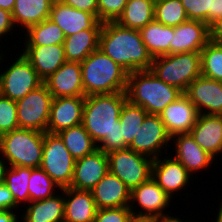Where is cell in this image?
<instances>
[{"label": "cell", "mask_w": 222, "mask_h": 222, "mask_svg": "<svg viewBox=\"0 0 222 222\" xmlns=\"http://www.w3.org/2000/svg\"><path fill=\"white\" fill-rule=\"evenodd\" d=\"M126 101V92L85 96L82 125L106 155L128 148L119 122Z\"/></svg>", "instance_id": "obj_1"}, {"label": "cell", "mask_w": 222, "mask_h": 222, "mask_svg": "<svg viewBox=\"0 0 222 222\" xmlns=\"http://www.w3.org/2000/svg\"><path fill=\"white\" fill-rule=\"evenodd\" d=\"M98 49L128 73L149 70L153 62L140 31L123 27L115 21L103 22Z\"/></svg>", "instance_id": "obj_2"}, {"label": "cell", "mask_w": 222, "mask_h": 222, "mask_svg": "<svg viewBox=\"0 0 222 222\" xmlns=\"http://www.w3.org/2000/svg\"><path fill=\"white\" fill-rule=\"evenodd\" d=\"M80 64L85 96L126 92L128 72L101 50Z\"/></svg>", "instance_id": "obj_3"}, {"label": "cell", "mask_w": 222, "mask_h": 222, "mask_svg": "<svg viewBox=\"0 0 222 222\" xmlns=\"http://www.w3.org/2000/svg\"><path fill=\"white\" fill-rule=\"evenodd\" d=\"M182 94L181 90L158 79L150 70L128 73L127 100L143 107L148 114L159 115Z\"/></svg>", "instance_id": "obj_4"}, {"label": "cell", "mask_w": 222, "mask_h": 222, "mask_svg": "<svg viewBox=\"0 0 222 222\" xmlns=\"http://www.w3.org/2000/svg\"><path fill=\"white\" fill-rule=\"evenodd\" d=\"M44 133L17 128L0 136V156L6 166L38 168L42 163Z\"/></svg>", "instance_id": "obj_5"}, {"label": "cell", "mask_w": 222, "mask_h": 222, "mask_svg": "<svg viewBox=\"0 0 222 222\" xmlns=\"http://www.w3.org/2000/svg\"><path fill=\"white\" fill-rule=\"evenodd\" d=\"M13 52H3L0 57V95L18 101L44 84V81L20 51Z\"/></svg>", "instance_id": "obj_6"}, {"label": "cell", "mask_w": 222, "mask_h": 222, "mask_svg": "<svg viewBox=\"0 0 222 222\" xmlns=\"http://www.w3.org/2000/svg\"><path fill=\"white\" fill-rule=\"evenodd\" d=\"M149 70L158 79L184 93L188 85L201 75L200 52L155 57Z\"/></svg>", "instance_id": "obj_7"}, {"label": "cell", "mask_w": 222, "mask_h": 222, "mask_svg": "<svg viewBox=\"0 0 222 222\" xmlns=\"http://www.w3.org/2000/svg\"><path fill=\"white\" fill-rule=\"evenodd\" d=\"M173 201L174 200L151 177L148 181L141 183L131 191L129 208L132 215L135 216L165 219L175 216L176 213L179 212L172 206H176V203L177 206H179L178 204L182 202H179L178 199L177 202ZM171 210H174V212H171Z\"/></svg>", "instance_id": "obj_8"}, {"label": "cell", "mask_w": 222, "mask_h": 222, "mask_svg": "<svg viewBox=\"0 0 222 222\" xmlns=\"http://www.w3.org/2000/svg\"><path fill=\"white\" fill-rule=\"evenodd\" d=\"M152 178L174 200V202L175 199L179 197V200H182V202H186L185 204H187V202L190 201L187 200L188 198H192V200L193 196L195 198V195L189 193V190H187L190 188L191 191V185L195 187L193 185V182L196 181L194 180L195 177H193L187 169L170 154L159 156L153 160ZM183 191L186 193H183ZM183 196H185V199ZM181 197L182 199H180Z\"/></svg>", "instance_id": "obj_9"}, {"label": "cell", "mask_w": 222, "mask_h": 222, "mask_svg": "<svg viewBox=\"0 0 222 222\" xmlns=\"http://www.w3.org/2000/svg\"><path fill=\"white\" fill-rule=\"evenodd\" d=\"M76 159L57 134L44 133L41 168L61 188L70 187Z\"/></svg>", "instance_id": "obj_10"}, {"label": "cell", "mask_w": 222, "mask_h": 222, "mask_svg": "<svg viewBox=\"0 0 222 222\" xmlns=\"http://www.w3.org/2000/svg\"><path fill=\"white\" fill-rule=\"evenodd\" d=\"M109 172L116 175L132 191L152 177L153 159L125 148L107 154Z\"/></svg>", "instance_id": "obj_11"}, {"label": "cell", "mask_w": 222, "mask_h": 222, "mask_svg": "<svg viewBox=\"0 0 222 222\" xmlns=\"http://www.w3.org/2000/svg\"><path fill=\"white\" fill-rule=\"evenodd\" d=\"M53 96L45 84L16 101L19 128L47 132Z\"/></svg>", "instance_id": "obj_12"}, {"label": "cell", "mask_w": 222, "mask_h": 222, "mask_svg": "<svg viewBox=\"0 0 222 222\" xmlns=\"http://www.w3.org/2000/svg\"><path fill=\"white\" fill-rule=\"evenodd\" d=\"M170 151L168 154L178 160L193 177L195 176V180L202 174L199 182L202 181L201 179H204L205 175H209L207 170L212 171L210 169L212 168L214 170L213 167L217 166L216 159L204 151L200 145L195 142L190 133L173 135L170 142ZM199 172H201V174Z\"/></svg>", "instance_id": "obj_13"}, {"label": "cell", "mask_w": 222, "mask_h": 222, "mask_svg": "<svg viewBox=\"0 0 222 222\" xmlns=\"http://www.w3.org/2000/svg\"><path fill=\"white\" fill-rule=\"evenodd\" d=\"M170 142L171 136L160 116L148 114L128 148L154 160L170 152Z\"/></svg>", "instance_id": "obj_14"}, {"label": "cell", "mask_w": 222, "mask_h": 222, "mask_svg": "<svg viewBox=\"0 0 222 222\" xmlns=\"http://www.w3.org/2000/svg\"><path fill=\"white\" fill-rule=\"evenodd\" d=\"M184 94L199 114L222 115V82L200 75L188 85Z\"/></svg>", "instance_id": "obj_15"}, {"label": "cell", "mask_w": 222, "mask_h": 222, "mask_svg": "<svg viewBox=\"0 0 222 222\" xmlns=\"http://www.w3.org/2000/svg\"><path fill=\"white\" fill-rule=\"evenodd\" d=\"M49 19L62 29L65 36L82 30H101L103 25L93 14L75 9L59 0L53 1Z\"/></svg>", "instance_id": "obj_16"}, {"label": "cell", "mask_w": 222, "mask_h": 222, "mask_svg": "<svg viewBox=\"0 0 222 222\" xmlns=\"http://www.w3.org/2000/svg\"><path fill=\"white\" fill-rule=\"evenodd\" d=\"M109 171L108 157L100 149L76 159L70 188L91 191Z\"/></svg>", "instance_id": "obj_17"}, {"label": "cell", "mask_w": 222, "mask_h": 222, "mask_svg": "<svg viewBox=\"0 0 222 222\" xmlns=\"http://www.w3.org/2000/svg\"><path fill=\"white\" fill-rule=\"evenodd\" d=\"M85 96L53 98L47 132L60 131L82 124Z\"/></svg>", "instance_id": "obj_18"}, {"label": "cell", "mask_w": 222, "mask_h": 222, "mask_svg": "<svg viewBox=\"0 0 222 222\" xmlns=\"http://www.w3.org/2000/svg\"><path fill=\"white\" fill-rule=\"evenodd\" d=\"M198 115L197 108L184 93L159 113L171 137L176 134L190 133Z\"/></svg>", "instance_id": "obj_19"}, {"label": "cell", "mask_w": 222, "mask_h": 222, "mask_svg": "<svg viewBox=\"0 0 222 222\" xmlns=\"http://www.w3.org/2000/svg\"><path fill=\"white\" fill-rule=\"evenodd\" d=\"M209 41V26L205 22L187 20L174 27L170 54L201 52Z\"/></svg>", "instance_id": "obj_20"}, {"label": "cell", "mask_w": 222, "mask_h": 222, "mask_svg": "<svg viewBox=\"0 0 222 222\" xmlns=\"http://www.w3.org/2000/svg\"><path fill=\"white\" fill-rule=\"evenodd\" d=\"M44 84L53 98L85 96L79 62L66 61L44 81Z\"/></svg>", "instance_id": "obj_21"}, {"label": "cell", "mask_w": 222, "mask_h": 222, "mask_svg": "<svg viewBox=\"0 0 222 222\" xmlns=\"http://www.w3.org/2000/svg\"><path fill=\"white\" fill-rule=\"evenodd\" d=\"M97 209L129 207L131 190L109 171L91 190Z\"/></svg>", "instance_id": "obj_22"}, {"label": "cell", "mask_w": 222, "mask_h": 222, "mask_svg": "<svg viewBox=\"0 0 222 222\" xmlns=\"http://www.w3.org/2000/svg\"><path fill=\"white\" fill-rule=\"evenodd\" d=\"M20 47L18 51L30 62L43 81L66 62L63 45Z\"/></svg>", "instance_id": "obj_23"}, {"label": "cell", "mask_w": 222, "mask_h": 222, "mask_svg": "<svg viewBox=\"0 0 222 222\" xmlns=\"http://www.w3.org/2000/svg\"><path fill=\"white\" fill-rule=\"evenodd\" d=\"M190 134L204 151L218 159L222 151V115L199 114Z\"/></svg>", "instance_id": "obj_24"}, {"label": "cell", "mask_w": 222, "mask_h": 222, "mask_svg": "<svg viewBox=\"0 0 222 222\" xmlns=\"http://www.w3.org/2000/svg\"><path fill=\"white\" fill-rule=\"evenodd\" d=\"M20 211V222H64V188L52 197L29 202Z\"/></svg>", "instance_id": "obj_25"}, {"label": "cell", "mask_w": 222, "mask_h": 222, "mask_svg": "<svg viewBox=\"0 0 222 222\" xmlns=\"http://www.w3.org/2000/svg\"><path fill=\"white\" fill-rule=\"evenodd\" d=\"M96 211L91 191L64 188V222H94Z\"/></svg>", "instance_id": "obj_26"}, {"label": "cell", "mask_w": 222, "mask_h": 222, "mask_svg": "<svg viewBox=\"0 0 222 222\" xmlns=\"http://www.w3.org/2000/svg\"><path fill=\"white\" fill-rule=\"evenodd\" d=\"M53 1L54 0H15L12 19L21 36L29 27L50 17Z\"/></svg>", "instance_id": "obj_27"}, {"label": "cell", "mask_w": 222, "mask_h": 222, "mask_svg": "<svg viewBox=\"0 0 222 222\" xmlns=\"http://www.w3.org/2000/svg\"><path fill=\"white\" fill-rule=\"evenodd\" d=\"M101 30H82L77 34L66 36L63 47L67 62L84 61L98 49Z\"/></svg>", "instance_id": "obj_28"}, {"label": "cell", "mask_w": 222, "mask_h": 222, "mask_svg": "<svg viewBox=\"0 0 222 222\" xmlns=\"http://www.w3.org/2000/svg\"><path fill=\"white\" fill-rule=\"evenodd\" d=\"M139 31L152 58L170 54V43L174 36L173 26H166L153 20Z\"/></svg>", "instance_id": "obj_29"}, {"label": "cell", "mask_w": 222, "mask_h": 222, "mask_svg": "<svg viewBox=\"0 0 222 222\" xmlns=\"http://www.w3.org/2000/svg\"><path fill=\"white\" fill-rule=\"evenodd\" d=\"M23 34L18 46L63 45L66 38L62 29L49 18L29 27Z\"/></svg>", "instance_id": "obj_30"}, {"label": "cell", "mask_w": 222, "mask_h": 222, "mask_svg": "<svg viewBox=\"0 0 222 222\" xmlns=\"http://www.w3.org/2000/svg\"><path fill=\"white\" fill-rule=\"evenodd\" d=\"M154 3L155 0H127L115 22L126 28L140 30L154 20Z\"/></svg>", "instance_id": "obj_31"}, {"label": "cell", "mask_w": 222, "mask_h": 222, "mask_svg": "<svg viewBox=\"0 0 222 222\" xmlns=\"http://www.w3.org/2000/svg\"><path fill=\"white\" fill-rule=\"evenodd\" d=\"M57 135L75 159L89 155L98 149L97 144L82 124L64 129Z\"/></svg>", "instance_id": "obj_32"}, {"label": "cell", "mask_w": 222, "mask_h": 222, "mask_svg": "<svg viewBox=\"0 0 222 222\" xmlns=\"http://www.w3.org/2000/svg\"><path fill=\"white\" fill-rule=\"evenodd\" d=\"M31 176L30 167H11L6 166L4 169L3 181L11 191L15 203L23 209L29 202L28 182Z\"/></svg>", "instance_id": "obj_33"}, {"label": "cell", "mask_w": 222, "mask_h": 222, "mask_svg": "<svg viewBox=\"0 0 222 222\" xmlns=\"http://www.w3.org/2000/svg\"><path fill=\"white\" fill-rule=\"evenodd\" d=\"M148 112L141 106L131 104L128 100L124 103L119 117L124 142L129 146L137 136L139 128Z\"/></svg>", "instance_id": "obj_34"}, {"label": "cell", "mask_w": 222, "mask_h": 222, "mask_svg": "<svg viewBox=\"0 0 222 222\" xmlns=\"http://www.w3.org/2000/svg\"><path fill=\"white\" fill-rule=\"evenodd\" d=\"M61 188L41 168H31V176L28 182L30 202L40 201L52 197Z\"/></svg>", "instance_id": "obj_35"}, {"label": "cell", "mask_w": 222, "mask_h": 222, "mask_svg": "<svg viewBox=\"0 0 222 222\" xmlns=\"http://www.w3.org/2000/svg\"><path fill=\"white\" fill-rule=\"evenodd\" d=\"M154 20L175 27L189 19L180 0H155Z\"/></svg>", "instance_id": "obj_36"}, {"label": "cell", "mask_w": 222, "mask_h": 222, "mask_svg": "<svg viewBox=\"0 0 222 222\" xmlns=\"http://www.w3.org/2000/svg\"><path fill=\"white\" fill-rule=\"evenodd\" d=\"M201 75L222 82V45L209 41L200 52Z\"/></svg>", "instance_id": "obj_37"}, {"label": "cell", "mask_w": 222, "mask_h": 222, "mask_svg": "<svg viewBox=\"0 0 222 222\" xmlns=\"http://www.w3.org/2000/svg\"><path fill=\"white\" fill-rule=\"evenodd\" d=\"M15 31H16V34H15ZM17 29L13 23V19H12V13L7 11V10H3V9H0V49L3 51V52H8L10 50V52L12 51H16L18 49L16 48H19L17 47V42L20 43V41L16 40V38L18 39H21V37H19L20 33H17ZM16 35V36H13V34ZM18 36V37H17ZM13 37L14 39L16 40L13 44H12V40H13ZM16 37V38H15ZM8 38V40H7ZM9 40L11 43H9ZM3 41V42H2ZM5 41V43H4ZM8 44H11L9 45V47H7ZM2 45V46H1ZM6 45V46H5ZM13 45V46H12ZM15 45V46H14ZM3 47V48H2ZM12 47V48H11ZM14 47V48H13ZM16 47V48H15ZM8 50H7V49ZM4 49H6L4 51ZM13 49V50H12Z\"/></svg>", "instance_id": "obj_38"}, {"label": "cell", "mask_w": 222, "mask_h": 222, "mask_svg": "<svg viewBox=\"0 0 222 222\" xmlns=\"http://www.w3.org/2000/svg\"><path fill=\"white\" fill-rule=\"evenodd\" d=\"M19 128L16 101L0 95V136Z\"/></svg>", "instance_id": "obj_39"}, {"label": "cell", "mask_w": 222, "mask_h": 222, "mask_svg": "<svg viewBox=\"0 0 222 222\" xmlns=\"http://www.w3.org/2000/svg\"><path fill=\"white\" fill-rule=\"evenodd\" d=\"M189 20H198L211 25L212 0H180Z\"/></svg>", "instance_id": "obj_40"}, {"label": "cell", "mask_w": 222, "mask_h": 222, "mask_svg": "<svg viewBox=\"0 0 222 222\" xmlns=\"http://www.w3.org/2000/svg\"><path fill=\"white\" fill-rule=\"evenodd\" d=\"M127 0H97L98 20L100 22L116 21L122 14Z\"/></svg>", "instance_id": "obj_41"}, {"label": "cell", "mask_w": 222, "mask_h": 222, "mask_svg": "<svg viewBox=\"0 0 222 222\" xmlns=\"http://www.w3.org/2000/svg\"><path fill=\"white\" fill-rule=\"evenodd\" d=\"M131 216L129 207L97 209L94 222H128Z\"/></svg>", "instance_id": "obj_42"}, {"label": "cell", "mask_w": 222, "mask_h": 222, "mask_svg": "<svg viewBox=\"0 0 222 222\" xmlns=\"http://www.w3.org/2000/svg\"><path fill=\"white\" fill-rule=\"evenodd\" d=\"M59 1L80 11H86L88 13H91L98 19L97 0H59Z\"/></svg>", "instance_id": "obj_43"}, {"label": "cell", "mask_w": 222, "mask_h": 222, "mask_svg": "<svg viewBox=\"0 0 222 222\" xmlns=\"http://www.w3.org/2000/svg\"><path fill=\"white\" fill-rule=\"evenodd\" d=\"M0 210H21L4 181L0 182Z\"/></svg>", "instance_id": "obj_44"}, {"label": "cell", "mask_w": 222, "mask_h": 222, "mask_svg": "<svg viewBox=\"0 0 222 222\" xmlns=\"http://www.w3.org/2000/svg\"><path fill=\"white\" fill-rule=\"evenodd\" d=\"M210 41L222 45V17L209 26Z\"/></svg>", "instance_id": "obj_45"}, {"label": "cell", "mask_w": 222, "mask_h": 222, "mask_svg": "<svg viewBox=\"0 0 222 222\" xmlns=\"http://www.w3.org/2000/svg\"><path fill=\"white\" fill-rule=\"evenodd\" d=\"M20 211L0 210V222H20Z\"/></svg>", "instance_id": "obj_46"}, {"label": "cell", "mask_w": 222, "mask_h": 222, "mask_svg": "<svg viewBox=\"0 0 222 222\" xmlns=\"http://www.w3.org/2000/svg\"><path fill=\"white\" fill-rule=\"evenodd\" d=\"M222 17V0H212L211 4V24Z\"/></svg>", "instance_id": "obj_47"}, {"label": "cell", "mask_w": 222, "mask_h": 222, "mask_svg": "<svg viewBox=\"0 0 222 222\" xmlns=\"http://www.w3.org/2000/svg\"><path fill=\"white\" fill-rule=\"evenodd\" d=\"M179 214L180 213H178V215L176 214L175 216L165 218V219L154 218V222H191L194 219L193 217L190 218L189 214H188V216L187 215L182 216L181 214L180 215ZM187 218H189V219H187Z\"/></svg>", "instance_id": "obj_48"}, {"label": "cell", "mask_w": 222, "mask_h": 222, "mask_svg": "<svg viewBox=\"0 0 222 222\" xmlns=\"http://www.w3.org/2000/svg\"><path fill=\"white\" fill-rule=\"evenodd\" d=\"M15 0H0V9L7 10L12 13Z\"/></svg>", "instance_id": "obj_49"}, {"label": "cell", "mask_w": 222, "mask_h": 222, "mask_svg": "<svg viewBox=\"0 0 222 222\" xmlns=\"http://www.w3.org/2000/svg\"><path fill=\"white\" fill-rule=\"evenodd\" d=\"M128 222H154L153 217L135 216L132 215Z\"/></svg>", "instance_id": "obj_50"}, {"label": "cell", "mask_w": 222, "mask_h": 222, "mask_svg": "<svg viewBox=\"0 0 222 222\" xmlns=\"http://www.w3.org/2000/svg\"><path fill=\"white\" fill-rule=\"evenodd\" d=\"M213 210H214L213 212H215V213L209 214V216L212 215V217H213V215H215V216L213 217V219H211V221H208V220H209V217H208V215H206V216H207V220H206L205 218H203V219L201 220V222H205V220H206L207 222H222V216H221L215 209H213Z\"/></svg>", "instance_id": "obj_51"}, {"label": "cell", "mask_w": 222, "mask_h": 222, "mask_svg": "<svg viewBox=\"0 0 222 222\" xmlns=\"http://www.w3.org/2000/svg\"><path fill=\"white\" fill-rule=\"evenodd\" d=\"M6 167L4 159L0 156V182L3 181L4 169Z\"/></svg>", "instance_id": "obj_52"}, {"label": "cell", "mask_w": 222, "mask_h": 222, "mask_svg": "<svg viewBox=\"0 0 222 222\" xmlns=\"http://www.w3.org/2000/svg\"><path fill=\"white\" fill-rule=\"evenodd\" d=\"M220 195H221V197H220ZM220 195L218 196L217 202H215L219 205V206H217L218 209L214 206L211 207V209H215L222 216V194H220ZM218 201H220V202H218Z\"/></svg>", "instance_id": "obj_53"}, {"label": "cell", "mask_w": 222, "mask_h": 222, "mask_svg": "<svg viewBox=\"0 0 222 222\" xmlns=\"http://www.w3.org/2000/svg\"><path fill=\"white\" fill-rule=\"evenodd\" d=\"M220 155H221V156H220L221 158L218 157L219 159H216V161L218 160V161L216 162V165H218V167H216V168H218V169L221 168V165H222V163H221V162H222V161H221V159H222V151H221ZM219 160H220L221 162L218 164ZM219 165H220V166H219Z\"/></svg>", "instance_id": "obj_54"}, {"label": "cell", "mask_w": 222, "mask_h": 222, "mask_svg": "<svg viewBox=\"0 0 222 222\" xmlns=\"http://www.w3.org/2000/svg\"><path fill=\"white\" fill-rule=\"evenodd\" d=\"M191 222H201V220L199 219V221H198L196 219H193Z\"/></svg>", "instance_id": "obj_55"}, {"label": "cell", "mask_w": 222, "mask_h": 222, "mask_svg": "<svg viewBox=\"0 0 222 222\" xmlns=\"http://www.w3.org/2000/svg\"><path fill=\"white\" fill-rule=\"evenodd\" d=\"M2 54H3V51L0 49V57H1Z\"/></svg>", "instance_id": "obj_56"}]
</instances>
